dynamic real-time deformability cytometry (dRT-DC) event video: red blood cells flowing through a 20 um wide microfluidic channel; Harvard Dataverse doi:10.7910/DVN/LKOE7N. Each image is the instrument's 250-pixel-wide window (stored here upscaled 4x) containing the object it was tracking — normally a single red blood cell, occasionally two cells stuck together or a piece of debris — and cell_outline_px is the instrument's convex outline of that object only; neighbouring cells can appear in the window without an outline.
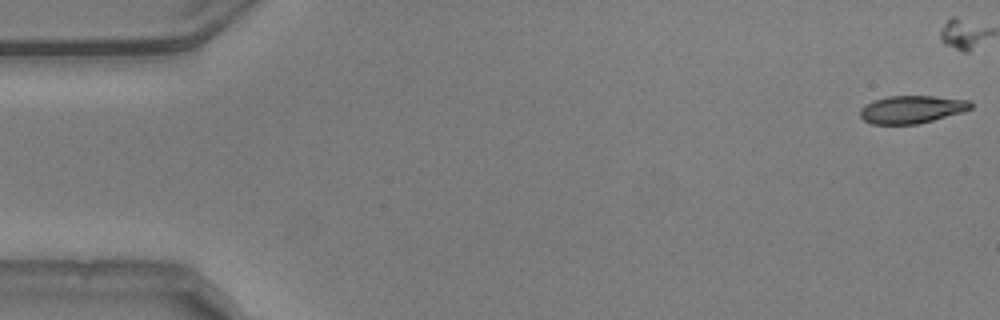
{"species": "common noctule bat (a hibernating species)", "species_latin": "Nyctalus noctula", "temperature_condition": "warm", "stored_images_in_passage": 19, "camera_frame_rate_fps": 3000, "um_per_image_px": 0.085, "animal": {"sex": "male", "body_mass_g": 20.5, "forearm_length_mm": 52.5}, "frame": {"image": 1, "passage_image": 1, "time_ms": 0.0, "image_size_px": [1000, 320], "cell_outline_px": [[972, 108], [960, 112], [932, 120], [916, 124], [872, 124], [864, 120], [860, 116], [860, 108], [872, 100], [888, 96], [932, 96], [972, 100]], "centroid_in_image_um": [77.47, 9.29], "position_along_channel_um": 7.5, "area_um2": 17.8}}